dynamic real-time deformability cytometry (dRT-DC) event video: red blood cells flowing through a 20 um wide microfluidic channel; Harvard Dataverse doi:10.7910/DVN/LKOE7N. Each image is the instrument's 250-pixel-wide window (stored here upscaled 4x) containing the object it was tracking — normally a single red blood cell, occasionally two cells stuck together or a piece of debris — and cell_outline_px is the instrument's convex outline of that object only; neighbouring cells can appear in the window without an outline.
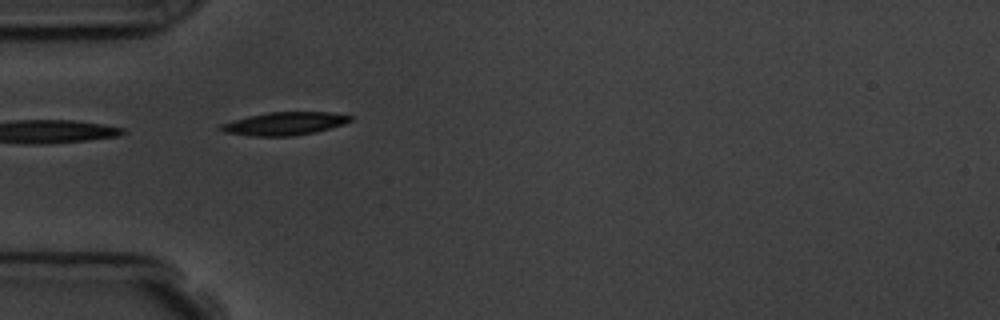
{"species": "common noctule bat (a hibernating species)", "species_latin": "Nyctalus noctula", "temperature_condition": "room temperature", "stored_images_in_passage": 3, "camera_frame_rate_fps": 3000, "um_per_image_px": 0.085, "animal": {"sex": "male", "body_mass_g": 19.5, "forearm_length_mm": 54.6}, "frame": {"image": 1, "passage_image": 2, "time_ms": 1.0, "image_size_px": [1000, 320], "cell_outline_px": [[352, 120], [344, 124], [316, 132], [292, 136], [252, 136], [224, 132], [216, 128], [220, 124], [248, 116], [268, 112], [332, 112], [352, 116]], "centroid_in_image_um": [24.17, 10.51], "position_along_channel_um": 60.8, "area_um2": 17.46}}